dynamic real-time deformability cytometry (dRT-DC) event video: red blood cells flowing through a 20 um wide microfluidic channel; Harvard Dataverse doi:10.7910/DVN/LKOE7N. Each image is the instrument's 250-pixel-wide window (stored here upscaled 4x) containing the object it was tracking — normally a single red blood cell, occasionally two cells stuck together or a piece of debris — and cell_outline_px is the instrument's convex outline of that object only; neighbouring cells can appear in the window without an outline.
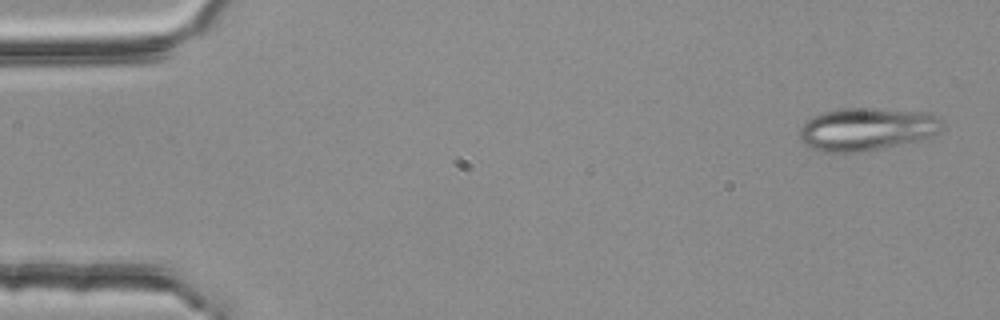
{"species": "common noctule bat (a hibernating species)", "species_latin": "Nyctalus noctula", "temperature_condition": "room temperature", "stored_images_in_passage": 3, "camera_frame_rate_fps": 3000, "um_per_image_px": 0.085, "animal": {"sex": "female", "body_mass_g": 25.1}, "frame": {"image": 1, "passage_image": 1, "time_ms": 0.0, "image_size_px": [1000, 320], "cell_outline_px": [[944, 128], [940, 132], [932, 136], [920, 140], [880, 148], [856, 152], [820, 152], [804, 144], [800, 140], [800, 128], [812, 116], [820, 112], [844, 108], [868, 108], [932, 112], [940, 120]], "centroid_in_image_um": [73.69, 10.97], "position_along_channel_um": 11.3, "area_um2": 35.72}}